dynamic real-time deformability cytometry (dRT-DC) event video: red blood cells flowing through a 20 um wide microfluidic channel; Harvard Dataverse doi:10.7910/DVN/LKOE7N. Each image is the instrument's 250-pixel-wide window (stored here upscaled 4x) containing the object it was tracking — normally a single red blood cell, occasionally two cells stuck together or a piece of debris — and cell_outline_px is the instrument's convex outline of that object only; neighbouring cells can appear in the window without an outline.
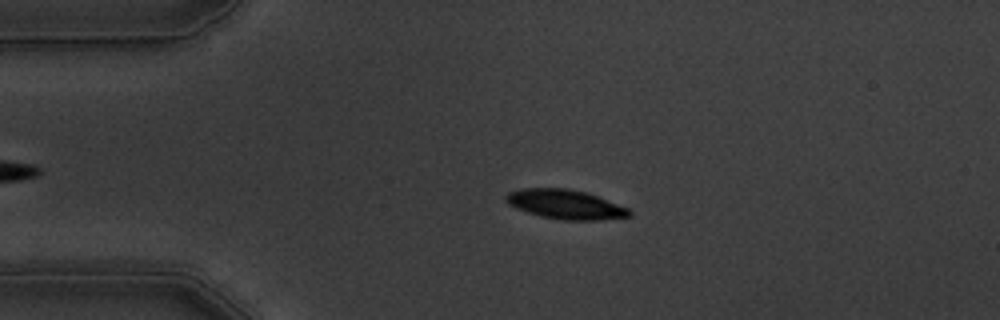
{"species": "common noctule bat (a hibernating species)", "species_latin": "Nyctalus noctula", "temperature_condition": "warm", "stored_images_in_passage": 42, "camera_frame_rate_fps": 3000, "um_per_image_px": 0.085, "animal": {"sex": "male", "body_mass_g": 19.5, "forearm_length_mm": 54.6}, "frame": {"image": 1, "passage_image": 4, "time_ms": 1.0, "image_size_px": [1000, 320], "cell_outline_px": [[632, 216], [600, 220], [560, 220], [540, 216], [516, 208], [508, 204], [504, 200], [504, 196], [508, 192], [524, 188], [568, 188], [584, 192], [596, 196], [628, 208], [632, 212]], "centroid_in_image_um": [48.03, 17.37], "position_along_channel_um": 37.0, "area_um2": 21.1}}
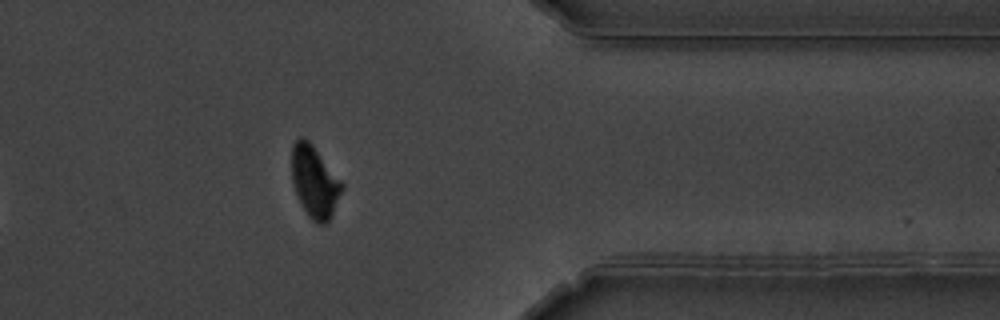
{"frame": {"image": 2, "passage_image": 37, "time_ms": 12.0, "image_size_px": [1000, 320], "cell_outline_px": [[344, 188], [332, 216], [324, 224], [316, 224], [308, 216], [300, 204], [292, 184], [292, 144], [300, 136], [304, 136], [312, 144], [344, 184]], "centroid_in_image_um": [26.74, 15.46], "position_along_channel_um": 384.7, "area_um2": 21.21}, "authors_computed_cell_mechanics": {"area_um2": 21.9929, "velocity_mm_per_s": 3.5874, "shape_relaxation_time_tau1_ms": 2.6866, "shape_relaxation_time_tau2_ms": 2.4882, "deformation_change_tau1": 0.1297, "deformation_change_tau2": 0.0543}}